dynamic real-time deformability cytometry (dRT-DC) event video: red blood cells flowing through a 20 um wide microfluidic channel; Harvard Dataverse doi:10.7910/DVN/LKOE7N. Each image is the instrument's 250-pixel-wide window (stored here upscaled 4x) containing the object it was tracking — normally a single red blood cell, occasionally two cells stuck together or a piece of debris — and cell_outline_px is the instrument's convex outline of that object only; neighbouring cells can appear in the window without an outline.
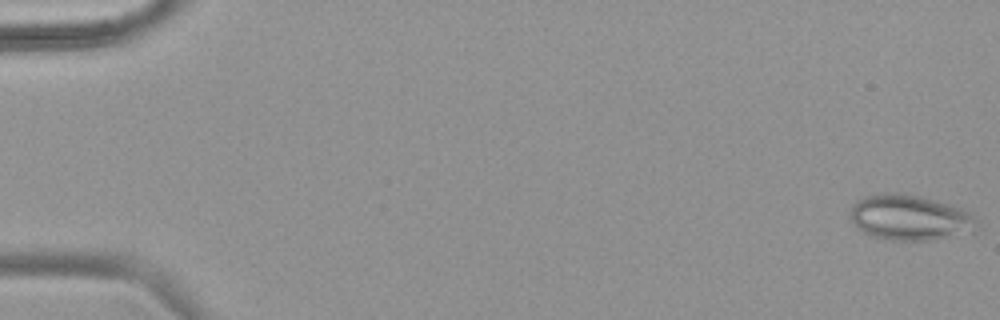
{"species": "common noctule bat (a hibernating species)", "species_latin": "Nyctalus noctula", "temperature_condition": "warm", "stored_images_in_passage": 54, "camera_frame_rate_fps": 3000, "um_per_image_px": 0.085, "animal": {"sex": "female", "body_mass_g": 18.4}, "frame": {"image": 1, "passage_image": 1, "time_ms": 0.0, "image_size_px": [1000, 320], "cell_outline_px": [[976, 220], [972, 232], [936, 240], [892, 240], [872, 236], [864, 232], [848, 216], [852, 204], [856, 200], [864, 196], [888, 192], [896, 192], [920, 196], [936, 200], [960, 208], [968, 212]], "centroid_in_image_um": [77.29, 18.48], "position_along_channel_um": 7.7, "area_um2": 33.41}}
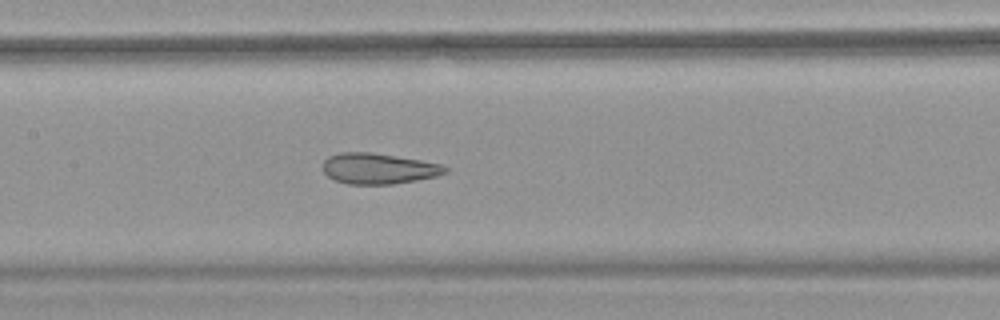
{"frame": {"image": 2, "passage_image": 27, "time_ms": 8.667, "image_size_px": [1000, 320], "cell_outline_px": [[448, 172], [436, 176], [416, 180], [392, 184], [348, 184], [336, 180], [328, 176], [324, 172], [324, 160], [328, 156], [340, 152], [372, 152], [420, 160], [440, 164], [448, 168]], "centroid_in_image_um": [32.17, 14.32], "position_along_channel_um": 175.2, "area_um2": 21.79}}
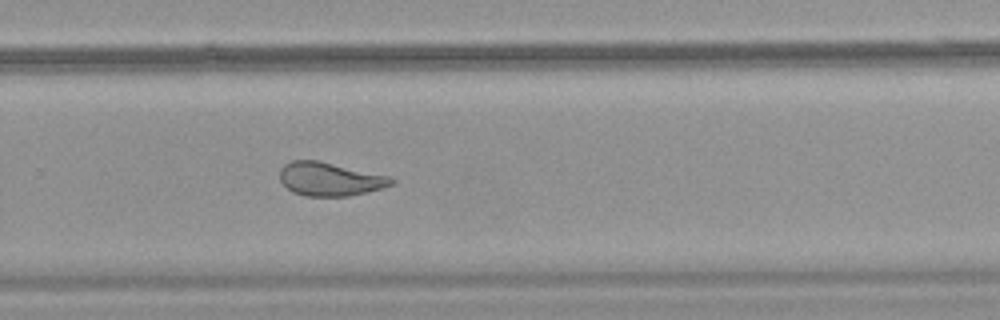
{"frame": {"image": 3, "passage_image": 37, "time_ms": 12.0, "image_size_px": [1000, 320], "cell_outline_px": [[396, 184], [384, 188], [348, 196], [304, 196], [292, 192], [280, 180], [280, 168], [284, 164], [292, 160], [316, 160], [392, 176], [396, 180]], "centroid_in_image_um": [28.09, 15.22], "position_along_channel_um": 301.7, "area_um2": 22.02}, "authors_computed_cell_mechanics": {"area_um2": 26.2412, "velocity_mm_per_s": 3.8219, "shape_relaxation_time_tau1_ms": null, "shape_relaxation_time_tau2_ms": 1.3093, "deformation_change_tau1": null, "deformation_change_tau2": 0.0976}}